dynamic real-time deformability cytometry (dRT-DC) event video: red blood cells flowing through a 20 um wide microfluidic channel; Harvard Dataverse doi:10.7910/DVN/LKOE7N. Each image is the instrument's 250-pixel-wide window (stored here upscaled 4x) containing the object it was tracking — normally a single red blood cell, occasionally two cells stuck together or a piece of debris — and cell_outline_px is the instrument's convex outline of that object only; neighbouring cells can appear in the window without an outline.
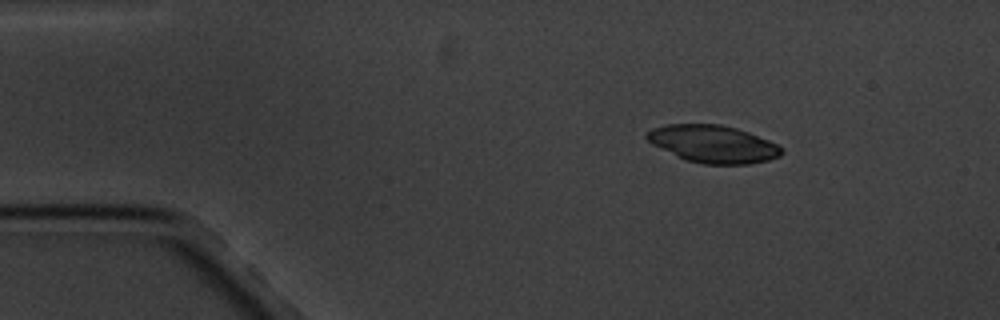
{"species": "common noctule bat (a hibernating species)", "species_latin": "Nyctalus noctula", "temperature_condition": "cold", "stored_images_in_passage": 5, "camera_frame_rate_fps": 3000, "um_per_image_px": 0.085, "animal": {"sex": "male", "body_mass_g": 20.1, "forearm_length_mm": 53.5}, "frame": {"image": 1, "passage_image": 2, "time_ms": 1.333, "image_size_px": [1000, 320], "cell_outline_px": [[784, 152], [780, 156], [768, 160], [748, 164], [704, 164], [688, 160], [652, 144], [644, 136], [652, 128], [664, 124], [720, 124], [736, 128], [748, 132], [768, 140], [776, 144]], "centroid_in_image_um": [60.61, 12.23], "position_along_channel_um": 24.4, "area_um2": 29.07}}